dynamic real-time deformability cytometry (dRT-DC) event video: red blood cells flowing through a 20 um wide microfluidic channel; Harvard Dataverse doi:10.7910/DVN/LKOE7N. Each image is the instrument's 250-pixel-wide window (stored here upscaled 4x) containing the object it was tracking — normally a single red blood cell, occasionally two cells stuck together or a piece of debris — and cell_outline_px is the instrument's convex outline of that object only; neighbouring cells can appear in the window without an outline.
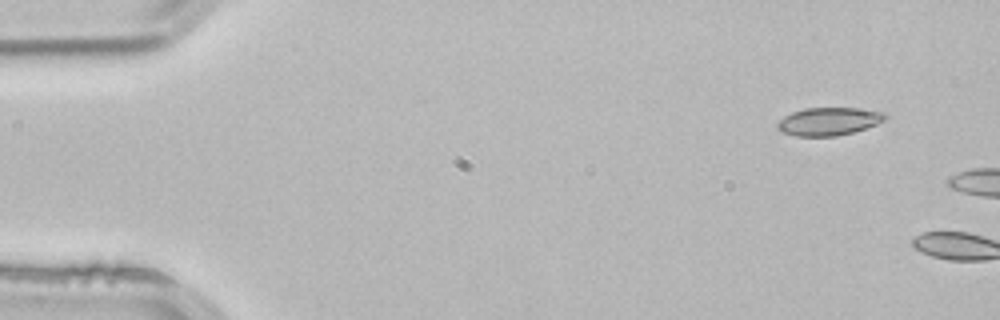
{"species": "common noctule bat (a hibernating species)", "species_latin": "Nyctalus noctula", "temperature_condition": "room temperature", "stored_images_in_passage": 2, "camera_frame_rate_fps": 3000, "um_per_image_px": 0.085, "animal": {"sex": "male", "body_mass_g": 21.5, "forearm_length_mm": 52.0}, "frame": {"image": 1, "passage_image": 1, "time_ms": 0.0, "image_size_px": [1000, 320], "cell_outline_px": [[888, 116], [884, 120], [876, 124], [852, 132], [836, 136], [796, 136], [780, 132], [776, 128], [776, 124], [784, 116], [792, 112], [804, 108], [856, 108], [888, 112]], "centroid_in_image_um": [70.43, 10.31], "position_along_channel_um": 14.6, "area_um2": 17.63}}